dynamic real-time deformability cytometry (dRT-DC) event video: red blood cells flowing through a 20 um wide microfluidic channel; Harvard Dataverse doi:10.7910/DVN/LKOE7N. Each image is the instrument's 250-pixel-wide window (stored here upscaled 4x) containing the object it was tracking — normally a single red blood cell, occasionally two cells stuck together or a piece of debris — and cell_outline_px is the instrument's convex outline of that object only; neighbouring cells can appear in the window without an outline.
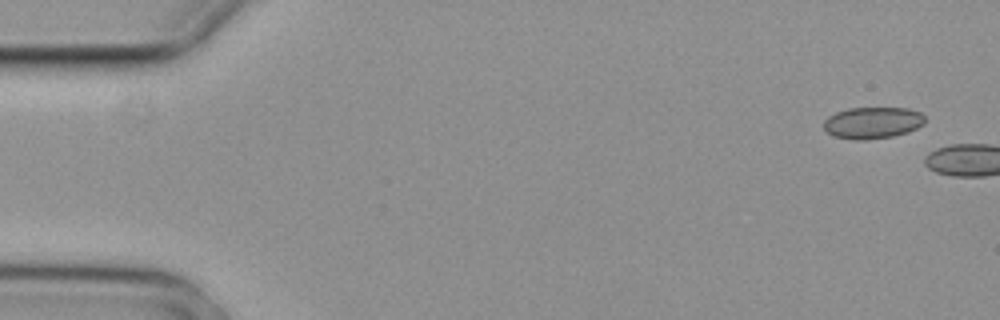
{"species": "common noctule bat (a hibernating species)", "species_latin": "Nyctalus noctula", "temperature_condition": "cold", "stored_images_in_passage": 2, "camera_frame_rate_fps": 3000, "um_per_image_px": 0.085, "animal": {"sex": "female", "body_mass_g": 29.2, "forearm_length_mm": 56.3}, "frame": {"image": 1, "passage_image": 1, "time_ms": 0.0, "image_size_px": [1000, 320], "cell_outline_px": [[924, 124], [908, 132], [892, 136], [864, 140], [852, 140], [832, 136], [824, 128], [824, 120], [828, 116], [836, 112], [848, 108], [908, 108], [920, 112], [924, 116]], "centroid_in_image_um": [74.15, 10.44], "position_along_channel_um": 10.9, "area_um2": 18.73}}